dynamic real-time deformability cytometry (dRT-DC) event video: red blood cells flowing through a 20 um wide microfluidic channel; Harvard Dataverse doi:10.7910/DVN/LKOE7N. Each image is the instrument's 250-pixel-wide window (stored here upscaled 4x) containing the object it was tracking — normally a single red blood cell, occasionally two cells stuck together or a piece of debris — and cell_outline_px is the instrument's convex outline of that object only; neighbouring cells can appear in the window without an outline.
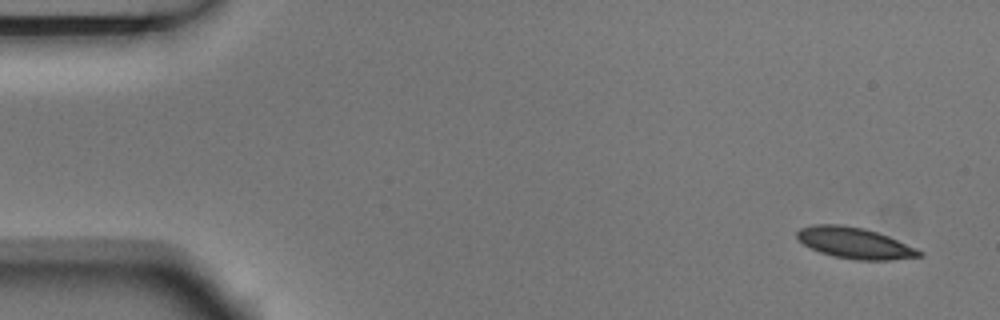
{"species": "Egyptian fruit bat (a non-hibernating species)", "species_latin": "Rousettus aegyptiacus", "temperature_condition": "room temperature", "stored_images_in_passage": 5, "camera_frame_rate_fps": 3000, "um_per_image_px": 0.085, "animal": {"sex": "male"}, "frame": {"image": 1, "passage_image": 1, "time_ms": 0.0, "image_size_px": [1000, 320], "cell_outline_px": [[924, 256], [888, 260], [856, 260], [832, 256], [820, 252], [804, 244], [796, 236], [796, 232], [800, 228], [812, 224], [840, 224], [864, 228], [888, 236], [916, 248], [924, 252]], "centroid_in_image_um": [72.65, 20.65], "position_along_channel_um": 12.3, "area_um2": 22.14}}
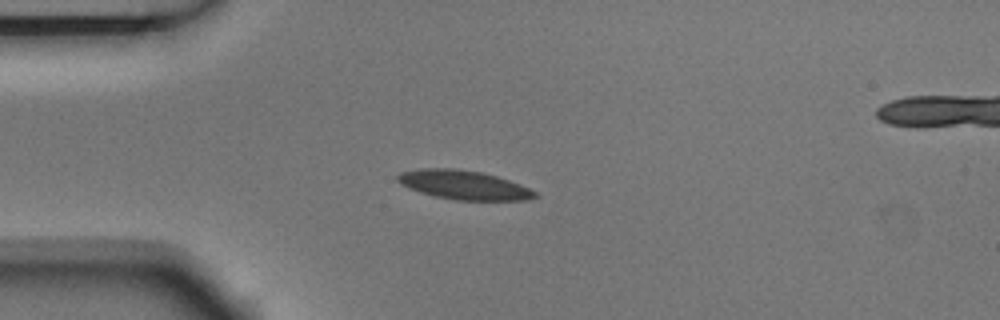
{"frame": {"image": 2, "passage_image": 4, "time_ms": 1.0, "image_size_px": [1000, 320], "cell_outline_px": [[540, 196], [528, 200], [456, 200], [436, 196], [420, 192], [408, 188], [400, 184], [396, 180], [396, 176], [400, 172], [424, 168], [456, 168], [480, 172], [496, 176], [520, 184], [536, 192]], "centroid_in_image_um": [39.41, 15.72], "position_along_channel_um": 45.6, "area_um2": 23.24}}